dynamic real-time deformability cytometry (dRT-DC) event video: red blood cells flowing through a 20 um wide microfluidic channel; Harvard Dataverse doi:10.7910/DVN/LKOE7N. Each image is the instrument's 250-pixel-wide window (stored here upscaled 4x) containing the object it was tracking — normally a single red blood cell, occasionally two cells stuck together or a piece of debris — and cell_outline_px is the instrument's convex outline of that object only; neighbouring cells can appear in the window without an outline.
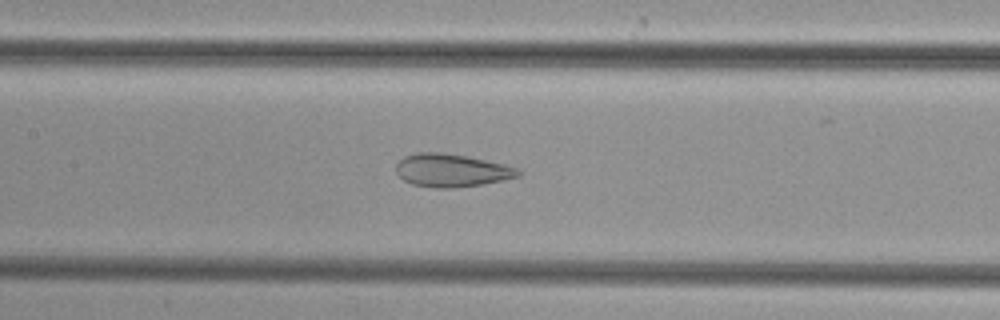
{"species": "common noctule bat (a hibernating species)", "species_latin": "Nyctalus noctula", "temperature_condition": "cold", "stored_images_in_passage": 40, "camera_frame_rate_fps": 3000, "um_per_image_px": 0.085, "animal": {"sex": "female", "body_mass_g": 29.2, "forearm_length_mm": 56.3}, "frame": {"image": 1, "passage_image": 14, "time_ms": 4.333, "image_size_px": [1000, 320], "cell_outline_px": [[520, 176], [480, 184], [452, 188], [436, 188], [412, 184], [404, 180], [396, 172], [396, 164], [404, 156], [416, 152], [440, 152], [468, 156], [504, 164], [516, 168], [520, 172]], "centroid_in_image_um": [38.34, 14.47], "position_along_channel_um": 169.1, "area_um2": 23.29}}
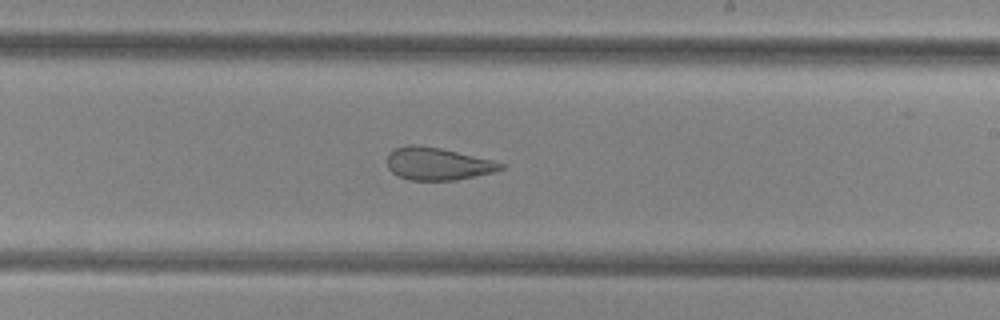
{"frame": {"image": 2, "passage_image": 20, "time_ms": 6.333, "image_size_px": [1000, 320], "cell_outline_px": [[504, 168], [492, 172], [456, 180], [408, 180], [392, 172], [388, 168], [388, 156], [396, 148], [408, 144], [416, 144], [440, 148], [492, 160], [504, 164]], "centroid_in_image_um": [37.19, 13.92], "position_along_channel_um": 251.8, "area_um2": 21.21}}
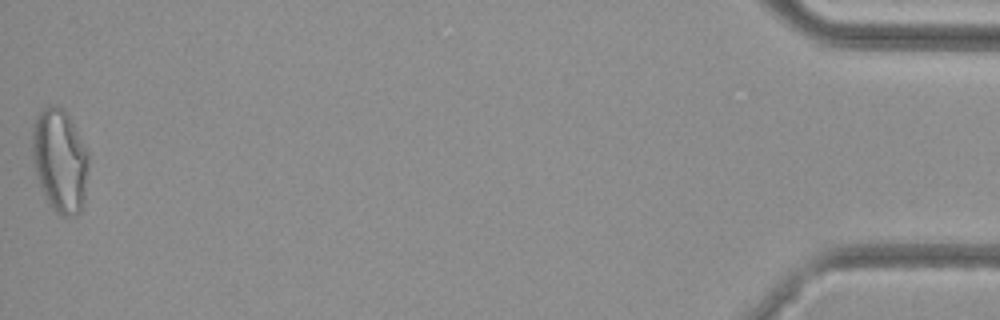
{"frame": {"image": 3, "passage_image": 40, "time_ms": 13.0, "image_size_px": [1000, 320], "cell_outline_px": [[88, 160], [84, 204], [80, 212], [76, 216], [60, 216], [48, 204], [40, 188], [32, 160], [32, 128], [36, 116], [48, 104], [56, 104], [64, 108], [88, 152]], "centroid_in_image_um": [5.07, 13.66], "position_along_channel_um": 430.1, "area_um2": 34.28}}